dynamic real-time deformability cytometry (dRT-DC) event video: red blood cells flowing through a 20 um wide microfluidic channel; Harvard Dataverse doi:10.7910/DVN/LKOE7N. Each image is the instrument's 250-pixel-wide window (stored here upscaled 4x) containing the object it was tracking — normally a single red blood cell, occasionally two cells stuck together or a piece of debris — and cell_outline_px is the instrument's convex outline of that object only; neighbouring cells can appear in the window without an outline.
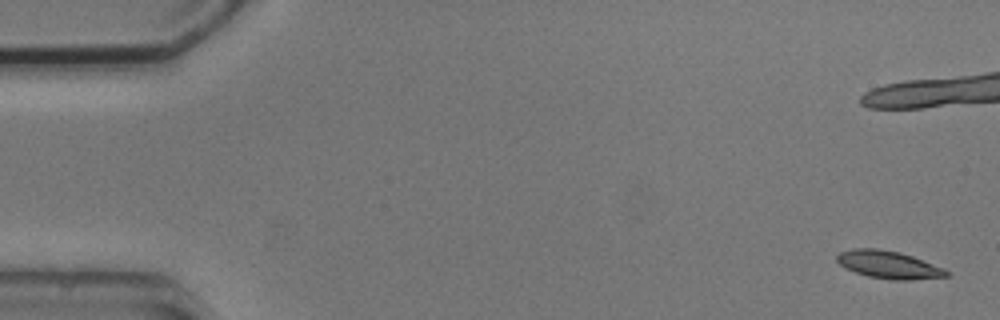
{"species": "common noctule bat (a hibernating species)", "species_latin": "Nyctalus noctula", "temperature_condition": "cold", "stored_images_in_passage": 6, "camera_frame_rate_fps": 3000, "um_per_image_px": 0.085, "animal": {"sex": "male", "body_mass_g": 20.5, "forearm_length_mm": 52.5}, "frame": {"image": 1, "passage_image": 1, "time_ms": 0.0, "image_size_px": [1000, 320], "cell_outline_px": [[948, 276], [912, 280], [892, 280], [868, 276], [856, 272], [840, 264], [836, 260], [836, 256], [840, 252], [852, 248], [876, 248], [900, 252], [912, 256], [944, 268], [948, 272]], "centroid_in_image_um": [75.53, 22.49], "position_along_channel_um": 9.5, "area_um2": 17.51}}
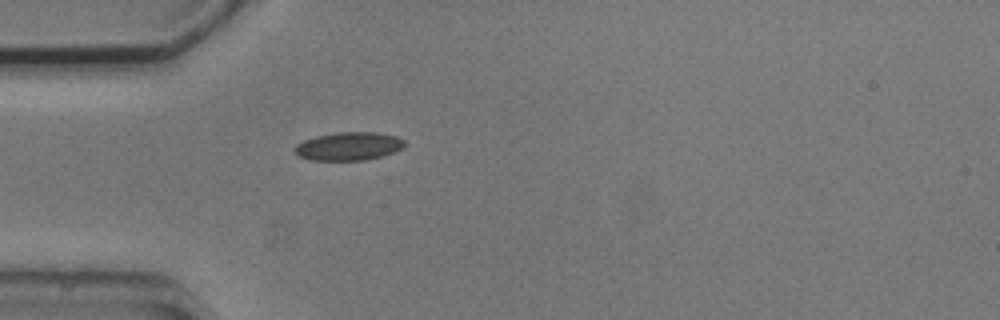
{"frame": {"image": 2, "passage_image": 6, "time_ms": 7.667, "image_size_px": [1000, 320], "cell_outline_px": [[404, 148], [396, 152], [384, 156], [364, 160], [308, 160], [296, 156], [292, 148], [296, 144], [304, 140], [316, 136], [336, 132], [376, 132], [396, 136], [404, 140]], "centroid_in_image_um": [29.61, 12.44], "position_along_channel_um": 55.4, "area_um2": 18.44}}